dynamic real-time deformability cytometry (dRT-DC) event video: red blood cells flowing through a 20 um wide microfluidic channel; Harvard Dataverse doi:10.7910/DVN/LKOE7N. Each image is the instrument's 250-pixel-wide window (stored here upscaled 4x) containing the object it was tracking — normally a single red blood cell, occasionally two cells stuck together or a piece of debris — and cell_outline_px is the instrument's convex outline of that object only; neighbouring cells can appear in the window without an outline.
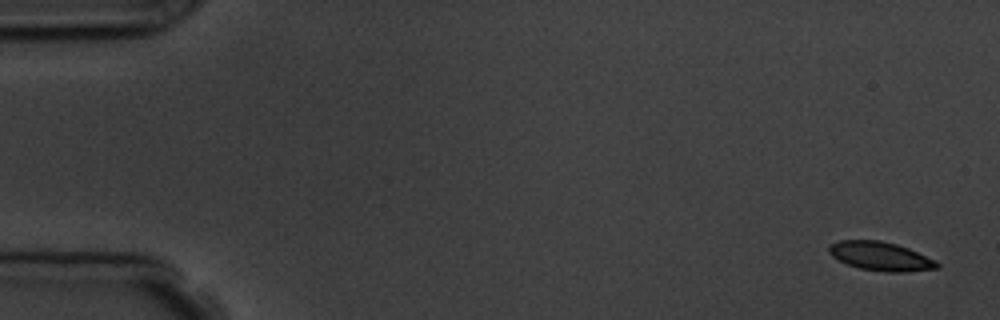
{"species": "common noctule bat (a hibernating species)", "species_latin": "Nyctalus noctula", "temperature_condition": "room temperature", "stored_images_in_passage": 9, "camera_frame_rate_fps": 3000, "um_per_image_px": 0.085, "animal": {"sex": "male", "body_mass_g": 19.5, "forearm_length_mm": 54.6}, "frame": {"image": 1, "passage_image": 1, "time_ms": 0.0, "image_size_px": [1000, 320], "cell_outline_px": [[940, 268], [904, 272], [884, 272], [860, 268], [848, 264], [832, 256], [828, 252], [828, 248], [832, 244], [840, 240], [880, 240], [896, 244], [908, 248], [936, 260], [940, 264]], "centroid_in_image_um": [74.88, 21.78], "position_along_channel_um": 10.1, "area_um2": 18.09}}
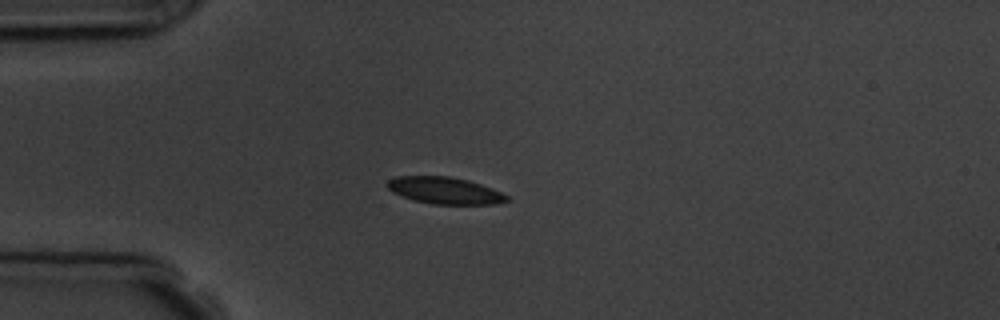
{"frame": {"image": 2, "passage_image": 4, "time_ms": 4.333, "image_size_px": [1000, 320], "cell_outline_px": [[512, 200], [496, 204], [432, 204], [416, 200], [392, 192], [384, 184], [388, 180], [396, 176], [448, 176], [468, 180], [492, 188], [508, 196]], "centroid_in_image_um": [37.81, 16.19], "position_along_channel_um": 47.2, "area_um2": 18.67}}
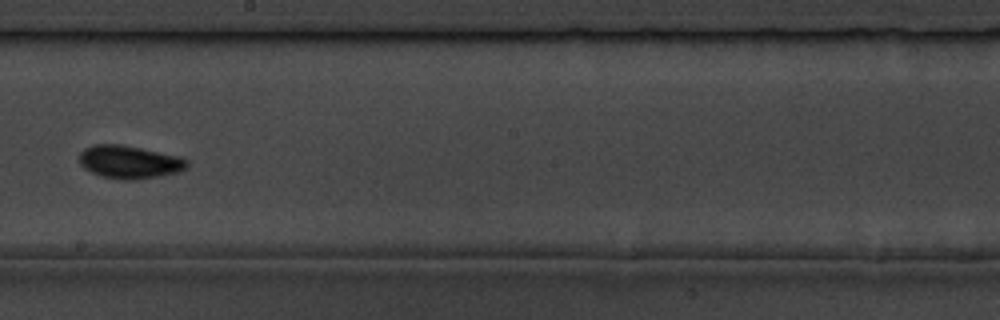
{"frame": {"image": 3, "passage_image": 9, "time_ms": 10.0, "image_size_px": [1000, 320], "cell_outline_px": [[188, 168], [180, 172], [160, 176], [136, 180], [124, 180], [100, 176], [84, 168], [80, 164], [80, 152], [84, 148], [92, 144], [120, 144], [180, 156], [188, 160]], "centroid_in_image_um": [11.02, 13.77], "position_along_channel_um": 237.2, "area_um2": 20.92}}